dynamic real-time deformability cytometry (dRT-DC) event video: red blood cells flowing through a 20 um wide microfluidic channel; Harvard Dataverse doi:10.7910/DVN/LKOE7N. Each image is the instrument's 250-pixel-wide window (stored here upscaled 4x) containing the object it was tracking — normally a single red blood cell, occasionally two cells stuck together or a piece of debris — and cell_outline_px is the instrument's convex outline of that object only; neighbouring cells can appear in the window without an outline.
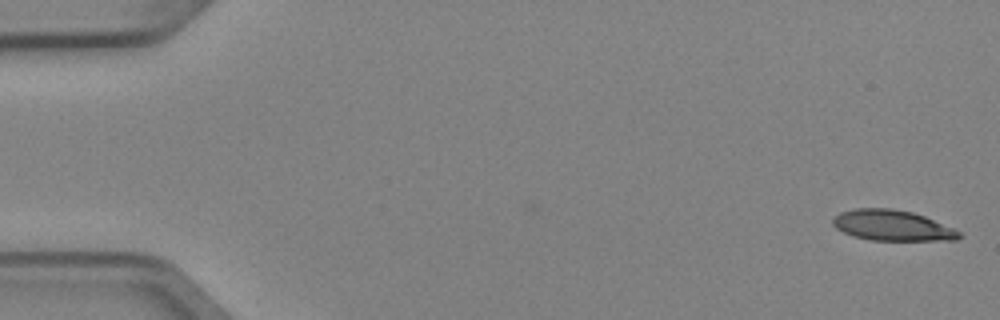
{"species": "Egyptian fruit bat (a non-hibernating species)", "species_latin": "Rousettus aegyptiacus", "temperature_condition": "cold", "stored_images_in_passage": 4, "camera_frame_rate_fps": 3000, "um_per_image_px": 0.085, "animal": {"sex": "female"}, "frame": {"image": 1, "passage_image": 1, "time_ms": 0.0, "image_size_px": [1000, 320], "cell_outline_px": [[964, 236], [956, 240], [868, 240], [852, 236], [836, 228], [832, 224], [832, 220], [840, 212], [856, 208], [892, 208], [912, 212], [924, 216], [952, 228], [960, 232]], "centroid_in_image_um": [75.83, 19.16], "position_along_channel_um": 9.2, "area_um2": 22.48}}
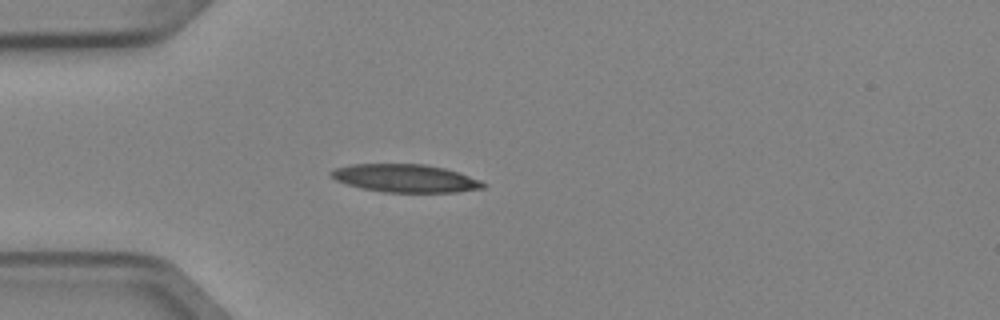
{"frame": {"image": 2, "passage_image": 4, "time_ms": 1.0, "image_size_px": [1000, 320], "cell_outline_px": [[484, 188], [456, 192], [384, 192], [360, 188], [336, 180], [328, 172], [332, 168], [352, 164], [424, 164], [444, 168], [480, 180], [484, 184]], "centroid_in_image_um": [34.39, 15.15], "position_along_channel_um": 50.6, "area_um2": 24.62}}